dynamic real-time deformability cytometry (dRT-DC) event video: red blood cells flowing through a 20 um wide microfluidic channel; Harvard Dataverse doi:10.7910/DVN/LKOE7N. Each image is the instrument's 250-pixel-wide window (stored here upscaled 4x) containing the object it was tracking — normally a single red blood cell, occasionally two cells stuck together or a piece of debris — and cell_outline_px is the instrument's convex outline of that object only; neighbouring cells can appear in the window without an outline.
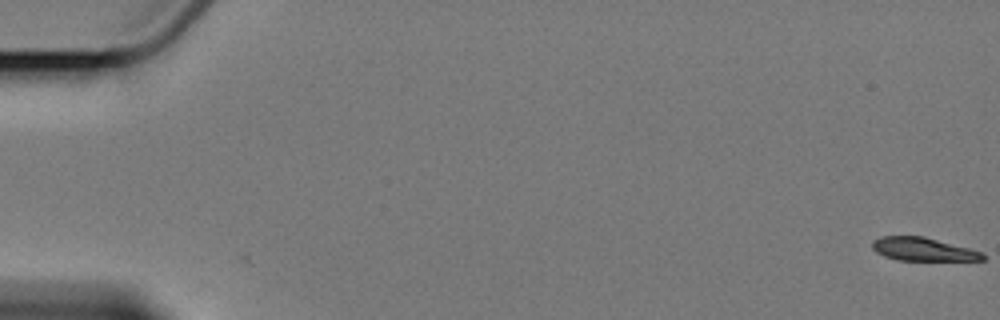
{"species": "Egyptian fruit bat (a non-hibernating species)", "species_latin": "Rousettus aegyptiacus", "temperature_condition": "cold", "stored_images_in_passage": 6, "camera_frame_rate_fps": 3000, "um_per_image_px": 0.085, "animal": {"sex": "female"}, "frame": {"image": 1, "passage_image": 1, "time_ms": 0.0, "image_size_px": [1000, 320], "cell_outline_px": [[984, 260], [900, 260], [884, 256], [876, 252], [872, 248], [872, 240], [880, 236], [924, 236], [984, 252]], "centroid_in_image_um": [78.44, 21.18], "position_along_channel_um": 6.6, "area_um2": 14.97}}
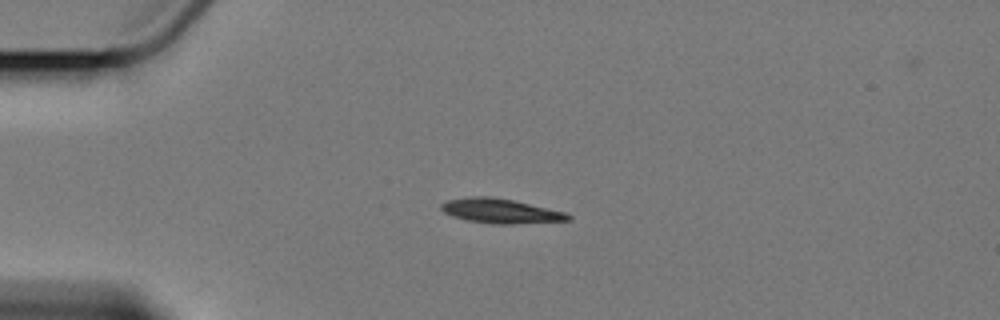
{"frame": {"image": 2, "passage_image": 5, "time_ms": 5.0, "image_size_px": [1000, 320], "cell_outline_px": [[572, 220], [512, 224], [500, 224], [468, 220], [452, 216], [444, 212], [440, 208], [440, 204], [448, 200], [472, 196], [488, 196], [512, 200], [568, 212], [572, 216]], "centroid_in_image_um": [42.59, 17.93], "position_along_channel_um": 42.4, "area_um2": 18.09}}